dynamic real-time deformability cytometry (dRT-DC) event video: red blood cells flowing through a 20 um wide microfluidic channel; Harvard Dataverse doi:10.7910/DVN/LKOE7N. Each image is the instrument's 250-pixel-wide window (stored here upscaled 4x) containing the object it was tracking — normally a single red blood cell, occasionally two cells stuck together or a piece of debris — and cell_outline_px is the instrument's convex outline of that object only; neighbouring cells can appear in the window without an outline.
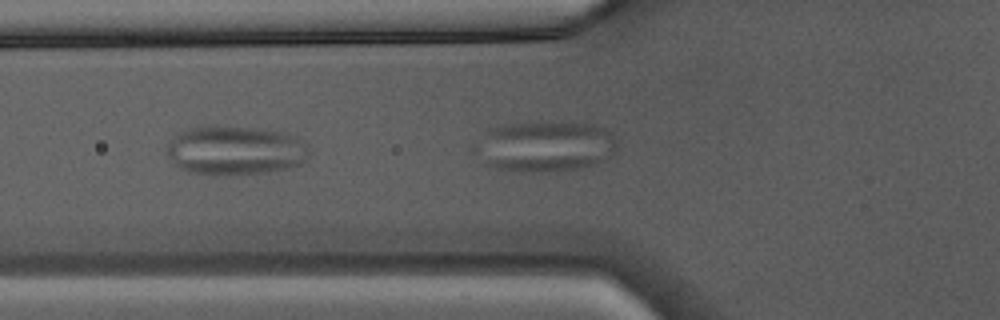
{"species": "Egyptian fruit bat (a non-hibernating species)", "species_latin": "Rousettus aegyptiacus", "temperature_condition": "warm", "stored_images_in_passage": 5, "camera_frame_rate_fps": 3000, "um_per_image_px": 0.085, "animal": {"sex": "male"}, "frame": {"image": 1, "passage_image": 3, "time_ms": 0.667, "image_size_px": [1000, 320], "cell_outline_px": [[308, 156], [300, 164], [288, 168], [260, 172], [216, 176], [208, 176], [188, 172], [180, 168], [168, 156], [168, 144], [176, 132], [188, 128], [204, 124], [216, 124], [296, 132], [308, 144]], "centroid_in_image_um": [20.01, 12.74], "position_along_channel_um": 105.8, "area_um2": 42.02}}